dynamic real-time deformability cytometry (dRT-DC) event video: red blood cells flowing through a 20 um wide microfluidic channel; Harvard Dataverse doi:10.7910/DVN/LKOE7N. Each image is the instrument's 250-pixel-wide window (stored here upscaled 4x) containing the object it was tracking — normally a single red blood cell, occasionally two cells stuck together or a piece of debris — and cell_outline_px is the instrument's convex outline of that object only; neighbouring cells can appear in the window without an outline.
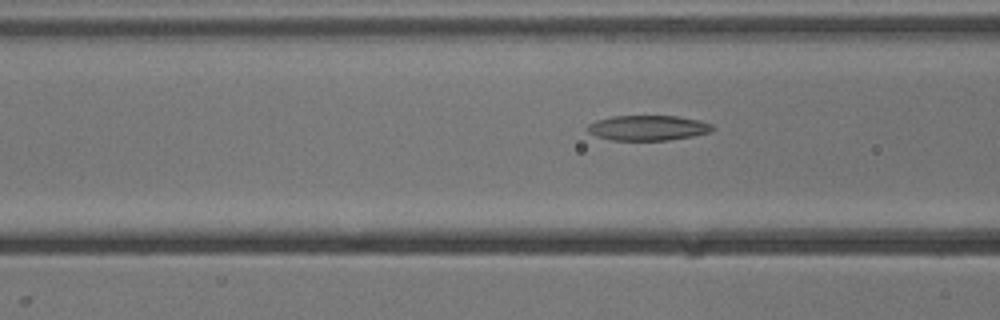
{"species": "common noctule bat (a hibernating species)", "species_latin": "Nyctalus noctula", "temperature_condition": "cold", "stored_images_in_passage": 6, "segment_of_instrument_passage": [2, 2], "camera_frame_rate_fps": 3000, "um_per_image_px": 0.085, "animal": {"sex": "male", "body_mass_g": 13.3}, "frame": {"image": 1, "passage_image": 6, "time_ms": 6.667, "image_size_px": [1000, 320], "cell_outline_px": [[712, 132], [692, 136], [668, 140], [612, 140], [596, 136], [588, 132], [588, 124], [596, 120], [612, 116], [676, 116], [700, 120], [712, 124]], "centroid_in_image_um": [55.07, 10.87], "position_along_channel_um": 111.5, "area_um2": 18.26}}